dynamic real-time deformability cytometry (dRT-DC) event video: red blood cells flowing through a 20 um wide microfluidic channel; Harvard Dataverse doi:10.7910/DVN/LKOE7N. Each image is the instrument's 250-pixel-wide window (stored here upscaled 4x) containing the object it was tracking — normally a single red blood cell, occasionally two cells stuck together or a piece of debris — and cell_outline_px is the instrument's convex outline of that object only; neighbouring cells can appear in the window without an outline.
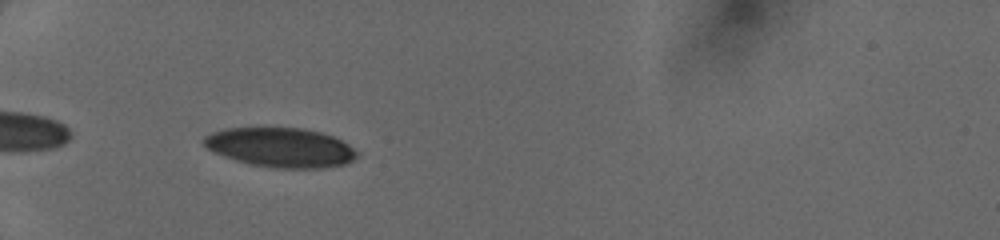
{"species": "human", "species_latin": "Homo sapiens", "temperature_condition": "cold", "stored_images_in_passage": 33, "camera_frame_rate_fps": 3000, "um_per_image_px": 0.085, "donor": {"sex": "female"}, "frame": {"image": 1, "passage_image": 2, "time_ms": 0.333, "image_size_px": [1000, 240], "cell_outline_px": [[360, 156], [348, 164], [320, 168], [272, 168], [252, 164], [236, 160], [224, 156], [208, 148], [204, 144], [204, 136], [212, 132], [224, 128], [264, 124], [304, 128], [320, 132], [332, 136], [348, 144], [360, 152]], "centroid_in_image_um": [23.87, 12.48], "position_along_channel_um": 61.1, "area_um2": 36.41}}
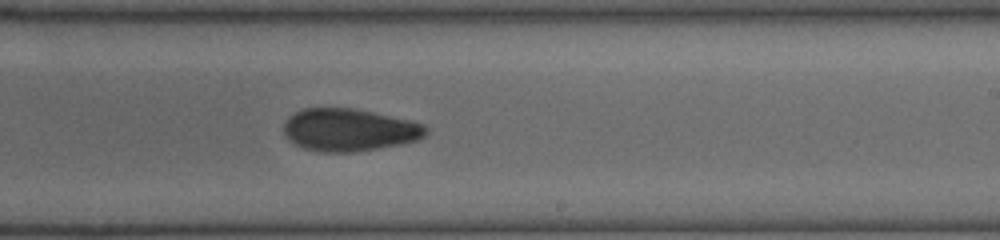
{"frame": {"image": 2, "passage_image": 17, "time_ms": 5.333, "image_size_px": [1000, 240], "cell_outline_px": [[428, 132], [424, 136], [416, 140], [400, 144], [352, 152], [320, 152], [304, 148], [288, 140], [284, 136], [284, 124], [288, 116], [304, 108], [352, 108], [412, 120], [424, 124], [428, 128]], "centroid_in_image_um": [29.67, 11.03], "position_along_channel_um": 259.3, "area_um2": 35.2}}
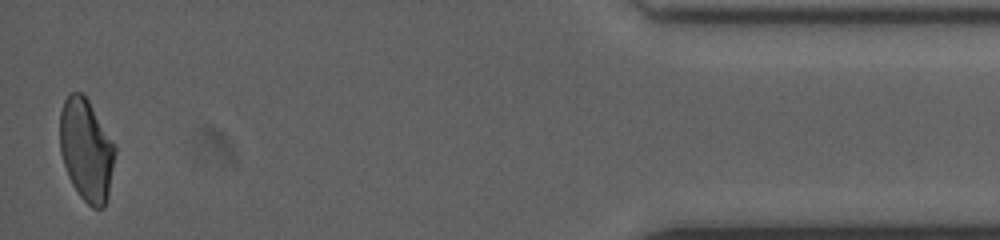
{"frame": {"image": 3, "passage_image": 33, "time_ms": 10.667, "image_size_px": [1000, 240], "cell_outline_px": [[116, 152], [108, 196], [104, 208], [92, 208], [80, 196], [72, 184], [68, 176], [60, 152], [60, 112], [64, 100], [68, 92], [80, 92], [88, 100], [116, 144]], "centroid_in_image_um": [7.35, 12.74], "position_along_channel_um": 427.9, "area_um2": 33.06}}